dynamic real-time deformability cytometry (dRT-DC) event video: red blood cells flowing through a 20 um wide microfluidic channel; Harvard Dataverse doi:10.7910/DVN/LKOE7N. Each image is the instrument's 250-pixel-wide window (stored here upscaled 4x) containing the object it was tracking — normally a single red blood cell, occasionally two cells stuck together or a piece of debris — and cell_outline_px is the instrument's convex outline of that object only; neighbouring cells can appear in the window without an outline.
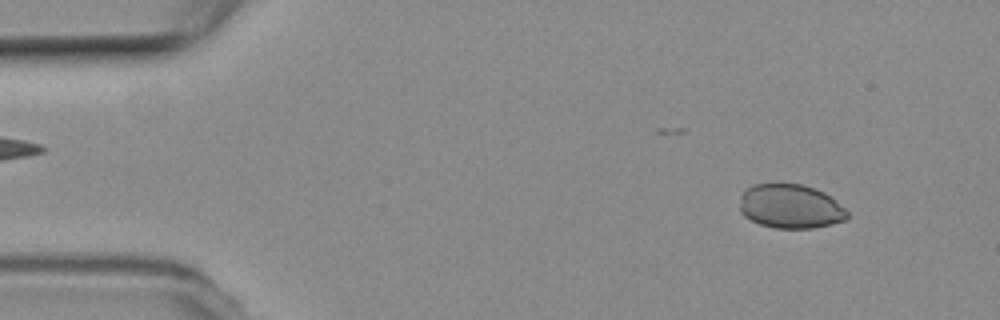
{"species": "common noctule bat (a hibernating species)", "species_latin": "Nyctalus noctula", "temperature_condition": "room temperature", "stored_images_in_passage": 4, "camera_frame_rate_fps": 3000, "um_per_image_px": 0.085, "animal": {"sex": "female", "body_mass_g": 19.3, "forearm_length_mm": 54.1}, "frame": {"image": 1, "passage_image": 1, "time_ms": 0.0, "image_size_px": [1000, 320], "cell_outline_px": [[848, 216], [844, 220], [832, 224], [812, 228], [776, 228], [760, 224], [744, 216], [740, 212], [740, 196], [752, 184], [800, 184], [816, 188], [824, 192], [844, 208], [848, 212]], "centroid_in_image_um": [67.17, 17.54], "position_along_channel_um": 17.8, "area_um2": 27.51}}
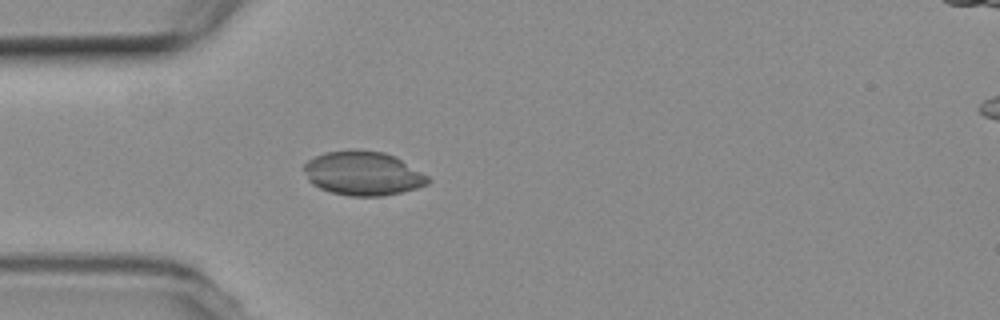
{"frame": {"image": 2, "passage_image": 4, "time_ms": 3.333, "image_size_px": [1000, 320], "cell_outline_px": [[432, 180], [428, 184], [416, 188], [384, 196], [348, 196], [332, 192], [320, 188], [312, 184], [308, 180], [304, 172], [304, 164], [308, 160], [324, 152], [384, 152], [396, 156], [428, 176]], "centroid_in_image_um": [30.87, 14.77], "position_along_channel_um": 54.1, "area_um2": 31.27}}